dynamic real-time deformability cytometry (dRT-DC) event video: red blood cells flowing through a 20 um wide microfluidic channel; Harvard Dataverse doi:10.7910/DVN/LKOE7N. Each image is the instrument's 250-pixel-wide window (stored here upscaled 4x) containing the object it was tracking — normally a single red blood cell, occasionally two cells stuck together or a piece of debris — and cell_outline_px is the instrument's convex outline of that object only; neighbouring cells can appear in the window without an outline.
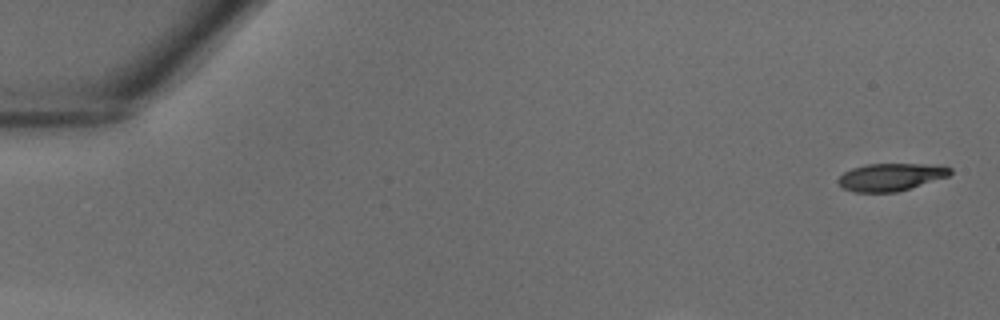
{"species": "common noctule bat (a hibernating species)", "species_latin": "Nyctalus noctula", "temperature_condition": "warm", "stored_images_in_passage": 11, "camera_frame_rate_fps": 3000, "um_per_image_px": 0.085, "animal": {"sex": "male", "body_mass_g": 18.8}, "frame": {"image": 1, "passage_image": 1, "time_ms": 0.0, "image_size_px": [1000, 320], "cell_outline_px": [[952, 172], [948, 176], [896, 192], [856, 192], [844, 188], [836, 180], [844, 172], [852, 168], [868, 164], [944, 164], [952, 168]], "centroid_in_image_um": [75.75, 15.03], "position_along_channel_um": 9.2, "area_um2": 17.92}}